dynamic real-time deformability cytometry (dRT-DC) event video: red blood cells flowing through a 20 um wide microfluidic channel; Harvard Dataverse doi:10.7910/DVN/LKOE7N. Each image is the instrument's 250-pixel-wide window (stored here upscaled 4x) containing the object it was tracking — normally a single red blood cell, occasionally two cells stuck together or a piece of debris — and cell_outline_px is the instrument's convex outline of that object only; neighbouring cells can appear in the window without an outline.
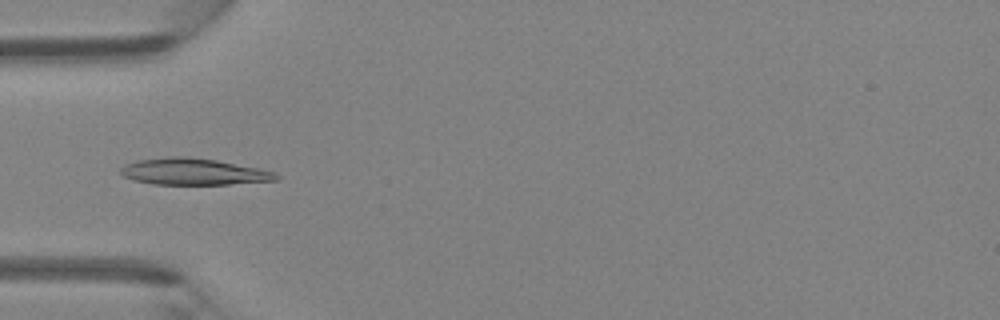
{"species": "Egyptian fruit bat (a non-hibernating species)", "species_latin": "Rousettus aegyptiacus", "temperature_condition": "room temperature", "stored_images_in_passage": 45, "camera_frame_rate_fps": 3000, "um_per_image_px": 0.085, "animal": {"sex": "female"}, "frame": {"image": 1, "passage_image": 15, "time_ms": 4.667, "image_size_px": [1000, 320], "cell_outline_px": [[280, 176], [276, 180], [228, 184], [152, 184], [136, 180], [124, 176], [120, 172], [120, 168], [124, 164], [136, 160], [168, 156], [188, 156], [216, 160], [276, 172]], "centroid_in_image_um": [16.41, 14.58], "position_along_channel_um": 68.6, "area_um2": 23.93}}
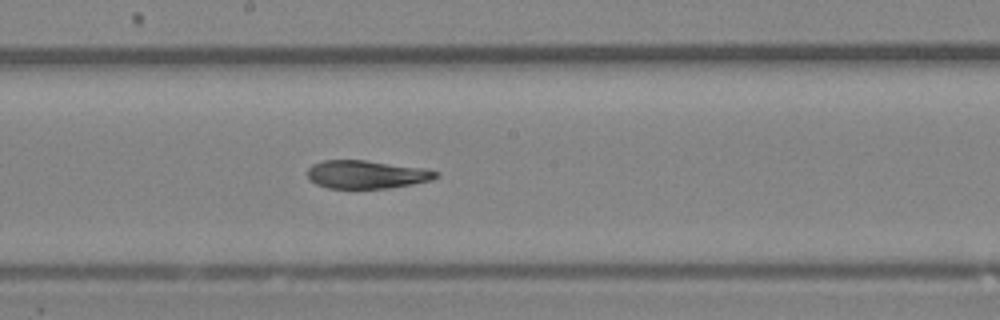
{"frame": {"image": 2, "passage_image": 25, "time_ms": 8.0, "image_size_px": [1000, 320], "cell_outline_px": [[440, 176], [432, 180], [412, 184], [388, 188], [328, 188], [316, 184], [308, 180], [308, 168], [312, 164], [324, 160], [364, 160], [428, 168], [440, 172]], "centroid_in_image_um": [31.19, 14.82], "position_along_channel_um": 217.0, "area_um2": 21.33}}
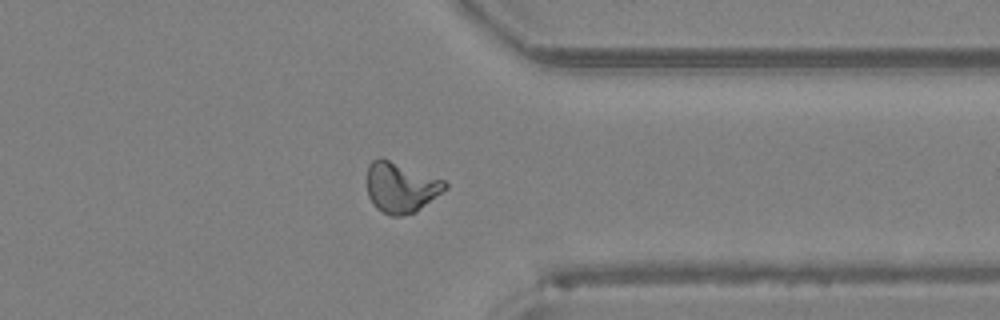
{"frame": {"image": 3, "passage_image": 36, "time_ms": 11.667, "image_size_px": [1000, 320], "cell_outline_px": [[448, 188], [416, 212], [400, 216], [392, 216], [376, 208], [372, 204], [368, 196], [368, 164], [372, 160], [380, 156], [444, 180], [448, 184]], "centroid_in_image_um": [34.07, 15.92], "position_along_channel_um": 377.3, "area_um2": 22.95}}